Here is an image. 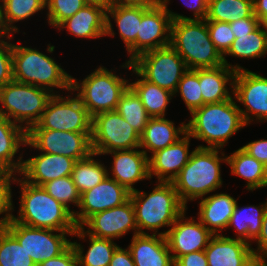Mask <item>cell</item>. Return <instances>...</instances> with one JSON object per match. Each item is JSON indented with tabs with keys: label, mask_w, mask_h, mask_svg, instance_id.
I'll return each mask as SVG.
<instances>
[{
	"label": "cell",
	"mask_w": 267,
	"mask_h": 266,
	"mask_svg": "<svg viewBox=\"0 0 267 266\" xmlns=\"http://www.w3.org/2000/svg\"><path fill=\"white\" fill-rule=\"evenodd\" d=\"M234 99L233 95L224 102L204 104L190 113L186 133L207 143L197 147L222 149L230 137L247 126Z\"/></svg>",
	"instance_id": "obj_1"
},
{
	"label": "cell",
	"mask_w": 267,
	"mask_h": 266,
	"mask_svg": "<svg viewBox=\"0 0 267 266\" xmlns=\"http://www.w3.org/2000/svg\"><path fill=\"white\" fill-rule=\"evenodd\" d=\"M21 188L18 215L15 222L43 229L75 232L77 225L73 213L50 196L42 186L28 183L23 178H15Z\"/></svg>",
	"instance_id": "obj_2"
},
{
	"label": "cell",
	"mask_w": 267,
	"mask_h": 266,
	"mask_svg": "<svg viewBox=\"0 0 267 266\" xmlns=\"http://www.w3.org/2000/svg\"><path fill=\"white\" fill-rule=\"evenodd\" d=\"M196 147L188 163L172 181L182 204L204 198L223 184L221 163H226L222 149ZM221 153V156H219Z\"/></svg>",
	"instance_id": "obj_3"
},
{
	"label": "cell",
	"mask_w": 267,
	"mask_h": 266,
	"mask_svg": "<svg viewBox=\"0 0 267 266\" xmlns=\"http://www.w3.org/2000/svg\"><path fill=\"white\" fill-rule=\"evenodd\" d=\"M155 183L150 193L138 189L130 192L138 234H149L145 229L152 231L153 235H160L158 229L165 226L170 228L188 209L180 201L172 182Z\"/></svg>",
	"instance_id": "obj_4"
},
{
	"label": "cell",
	"mask_w": 267,
	"mask_h": 266,
	"mask_svg": "<svg viewBox=\"0 0 267 266\" xmlns=\"http://www.w3.org/2000/svg\"><path fill=\"white\" fill-rule=\"evenodd\" d=\"M170 45L184 60L187 69L224 64L223 56L211 41L205 19L173 20Z\"/></svg>",
	"instance_id": "obj_5"
},
{
	"label": "cell",
	"mask_w": 267,
	"mask_h": 266,
	"mask_svg": "<svg viewBox=\"0 0 267 266\" xmlns=\"http://www.w3.org/2000/svg\"><path fill=\"white\" fill-rule=\"evenodd\" d=\"M13 80L59 94L54 88L71 91V77L54 58L32 47L12 43Z\"/></svg>",
	"instance_id": "obj_6"
},
{
	"label": "cell",
	"mask_w": 267,
	"mask_h": 266,
	"mask_svg": "<svg viewBox=\"0 0 267 266\" xmlns=\"http://www.w3.org/2000/svg\"><path fill=\"white\" fill-rule=\"evenodd\" d=\"M71 77V91L75 94L91 117L108 111H114L122 94L129 87V80L104 66H99L82 81Z\"/></svg>",
	"instance_id": "obj_7"
},
{
	"label": "cell",
	"mask_w": 267,
	"mask_h": 266,
	"mask_svg": "<svg viewBox=\"0 0 267 266\" xmlns=\"http://www.w3.org/2000/svg\"><path fill=\"white\" fill-rule=\"evenodd\" d=\"M53 95L44 88L12 80L0 88V115L27 132L39 122Z\"/></svg>",
	"instance_id": "obj_8"
},
{
	"label": "cell",
	"mask_w": 267,
	"mask_h": 266,
	"mask_svg": "<svg viewBox=\"0 0 267 266\" xmlns=\"http://www.w3.org/2000/svg\"><path fill=\"white\" fill-rule=\"evenodd\" d=\"M139 144L140 135L116 110L92 117L91 145L98 156L139 148Z\"/></svg>",
	"instance_id": "obj_9"
},
{
	"label": "cell",
	"mask_w": 267,
	"mask_h": 266,
	"mask_svg": "<svg viewBox=\"0 0 267 266\" xmlns=\"http://www.w3.org/2000/svg\"><path fill=\"white\" fill-rule=\"evenodd\" d=\"M131 63L146 80L173 94L188 70L184 60L171 45L144 52Z\"/></svg>",
	"instance_id": "obj_10"
},
{
	"label": "cell",
	"mask_w": 267,
	"mask_h": 266,
	"mask_svg": "<svg viewBox=\"0 0 267 266\" xmlns=\"http://www.w3.org/2000/svg\"><path fill=\"white\" fill-rule=\"evenodd\" d=\"M30 129L92 132V117L76 95L54 94L39 122Z\"/></svg>",
	"instance_id": "obj_11"
},
{
	"label": "cell",
	"mask_w": 267,
	"mask_h": 266,
	"mask_svg": "<svg viewBox=\"0 0 267 266\" xmlns=\"http://www.w3.org/2000/svg\"><path fill=\"white\" fill-rule=\"evenodd\" d=\"M6 229L18 240L36 266L61 254L72 242L67 235L69 237L74 233L30 227L13 219Z\"/></svg>",
	"instance_id": "obj_12"
},
{
	"label": "cell",
	"mask_w": 267,
	"mask_h": 266,
	"mask_svg": "<svg viewBox=\"0 0 267 266\" xmlns=\"http://www.w3.org/2000/svg\"><path fill=\"white\" fill-rule=\"evenodd\" d=\"M91 133L29 129L26 132L25 146H30L41 153L59 154L77 161L93 152Z\"/></svg>",
	"instance_id": "obj_13"
},
{
	"label": "cell",
	"mask_w": 267,
	"mask_h": 266,
	"mask_svg": "<svg viewBox=\"0 0 267 266\" xmlns=\"http://www.w3.org/2000/svg\"><path fill=\"white\" fill-rule=\"evenodd\" d=\"M233 84L236 102L245 107L239 110L246 125L267 121V77L245 69L235 73Z\"/></svg>",
	"instance_id": "obj_14"
},
{
	"label": "cell",
	"mask_w": 267,
	"mask_h": 266,
	"mask_svg": "<svg viewBox=\"0 0 267 266\" xmlns=\"http://www.w3.org/2000/svg\"><path fill=\"white\" fill-rule=\"evenodd\" d=\"M172 21L170 13L162 5L152 9L142 8L136 42L127 50L128 62L144 52L169 46Z\"/></svg>",
	"instance_id": "obj_15"
},
{
	"label": "cell",
	"mask_w": 267,
	"mask_h": 266,
	"mask_svg": "<svg viewBox=\"0 0 267 266\" xmlns=\"http://www.w3.org/2000/svg\"><path fill=\"white\" fill-rule=\"evenodd\" d=\"M186 210L170 229L160 232L166 238L174 262L188 253L204 250L214 236L198 219L187 218Z\"/></svg>",
	"instance_id": "obj_16"
},
{
	"label": "cell",
	"mask_w": 267,
	"mask_h": 266,
	"mask_svg": "<svg viewBox=\"0 0 267 266\" xmlns=\"http://www.w3.org/2000/svg\"><path fill=\"white\" fill-rule=\"evenodd\" d=\"M80 227L89 235L111 240L121 238L130 230H134L133 235L138 234L134 206L130 198L120 206L92 215Z\"/></svg>",
	"instance_id": "obj_17"
},
{
	"label": "cell",
	"mask_w": 267,
	"mask_h": 266,
	"mask_svg": "<svg viewBox=\"0 0 267 266\" xmlns=\"http://www.w3.org/2000/svg\"><path fill=\"white\" fill-rule=\"evenodd\" d=\"M129 197L130 191L106 176L101 183L80 194V210L73 214L77 227L96 213L122 205Z\"/></svg>",
	"instance_id": "obj_18"
},
{
	"label": "cell",
	"mask_w": 267,
	"mask_h": 266,
	"mask_svg": "<svg viewBox=\"0 0 267 266\" xmlns=\"http://www.w3.org/2000/svg\"><path fill=\"white\" fill-rule=\"evenodd\" d=\"M39 154L23 160L19 175L28 183L42 186L51 180L72 175L74 159L59 154Z\"/></svg>",
	"instance_id": "obj_19"
},
{
	"label": "cell",
	"mask_w": 267,
	"mask_h": 266,
	"mask_svg": "<svg viewBox=\"0 0 267 266\" xmlns=\"http://www.w3.org/2000/svg\"><path fill=\"white\" fill-rule=\"evenodd\" d=\"M191 137L185 133L172 145L158 150L149 156V175L157 177V182H172L188 163Z\"/></svg>",
	"instance_id": "obj_20"
},
{
	"label": "cell",
	"mask_w": 267,
	"mask_h": 266,
	"mask_svg": "<svg viewBox=\"0 0 267 266\" xmlns=\"http://www.w3.org/2000/svg\"><path fill=\"white\" fill-rule=\"evenodd\" d=\"M108 154L113 157L110 170L112 172H107L108 175H112L111 178L128 191L136 190L133 186L136 182L150 179L149 157L140 148L113 151L104 155Z\"/></svg>",
	"instance_id": "obj_21"
},
{
	"label": "cell",
	"mask_w": 267,
	"mask_h": 266,
	"mask_svg": "<svg viewBox=\"0 0 267 266\" xmlns=\"http://www.w3.org/2000/svg\"><path fill=\"white\" fill-rule=\"evenodd\" d=\"M108 5L87 3L76 14L61 22L56 28L67 29L76 38L99 39L106 34V9Z\"/></svg>",
	"instance_id": "obj_22"
},
{
	"label": "cell",
	"mask_w": 267,
	"mask_h": 266,
	"mask_svg": "<svg viewBox=\"0 0 267 266\" xmlns=\"http://www.w3.org/2000/svg\"><path fill=\"white\" fill-rule=\"evenodd\" d=\"M128 248L135 266H174V260L162 235H132Z\"/></svg>",
	"instance_id": "obj_23"
},
{
	"label": "cell",
	"mask_w": 267,
	"mask_h": 266,
	"mask_svg": "<svg viewBox=\"0 0 267 266\" xmlns=\"http://www.w3.org/2000/svg\"><path fill=\"white\" fill-rule=\"evenodd\" d=\"M252 248L245 241L221 233L210 239L204 251L208 266H243L253 254Z\"/></svg>",
	"instance_id": "obj_24"
},
{
	"label": "cell",
	"mask_w": 267,
	"mask_h": 266,
	"mask_svg": "<svg viewBox=\"0 0 267 266\" xmlns=\"http://www.w3.org/2000/svg\"><path fill=\"white\" fill-rule=\"evenodd\" d=\"M238 199L227 193H216L200 199L199 221L213 234L227 229Z\"/></svg>",
	"instance_id": "obj_25"
},
{
	"label": "cell",
	"mask_w": 267,
	"mask_h": 266,
	"mask_svg": "<svg viewBox=\"0 0 267 266\" xmlns=\"http://www.w3.org/2000/svg\"><path fill=\"white\" fill-rule=\"evenodd\" d=\"M174 122L166 117H151L143 133L140 135L139 148L149 157L158 150L164 149L175 143L186 133V124L174 126Z\"/></svg>",
	"instance_id": "obj_26"
},
{
	"label": "cell",
	"mask_w": 267,
	"mask_h": 266,
	"mask_svg": "<svg viewBox=\"0 0 267 266\" xmlns=\"http://www.w3.org/2000/svg\"><path fill=\"white\" fill-rule=\"evenodd\" d=\"M235 73L236 71L225 64L214 68H199V83L203 96V105L220 103L230 99L233 95ZM228 85L231 88H228ZM230 89L231 92L229 91Z\"/></svg>",
	"instance_id": "obj_27"
},
{
	"label": "cell",
	"mask_w": 267,
	"mask_h": 266,
	"mask_svg": "<svg viewBox=\"0 0 267 266\" xmlns=\"http://www.w3.org/2000/svg\"><path fill=\"white\" fill-rule=\"evenodd\" d=\"M26 131L0 115V170L19 173L23 166V153L14 160L21 146H25Z\"/></svg>",
	"instance_id": "obj_28"
},
{
	"label": "cell",
	"mask_w": 267,
	"mask_h": 266,
	"mask_svg": "<svg viewBox=\"0 0 267 266\" xmlns=\"http://www.w3.org/2000/svg\"><path fill=\"white\" fill-rule=\"evenodd\" d=\"M117 25L119 36L128 50L135 42L139 31V24L142 18V7L122 6L109 4L106 9V34L105 36L114 37L116 32L111 22Z\"/></svg>",
	"instance_id": "obj_29"
},
{
	"label": "cell",
	"mask_w": 267,
	"mask_h": 266,
	"mask_svg": "<svg viewBox=\"0 0 267 266\" xmlns=\"http://www.w3.org/2000/svg\"><path fill=\"white\" fill-rule=\"evenodd\" d=\"M133 71L136 74L137 81L129 82V87L140 98L146 112L151 117H165L166 110L174 94L170 91L160 88L158 85L146 80L133 66L131 62L126 61L122 66ZM140 77V79H139Z\"/></svg>",
	"instance_id": "obj_30"
},
{
	"label": "cell",
	"mask_w": 267,
	"mask_h": 266,
	"mask_svg": "<svg viewBox=\"0 0 267 266\" xmlns=\"http://www.w3.org/2000/svg\"><path fill=\"white\" fill-rule=\"evenodd\" d=\"M74 235L82 240L89 238L87 252L84 251L82 244L77 241L71 242L77 254L78 266H109L113 253L119 246L114 240L94 237L87 234L81 227L76 228L72 236Z\"/></svg>",
	"instance_id": "obj_31"
},
{
	"label": "cell",
	"mask_w": 267,
	"mask_h": 266,
	"mask_svg": "<svg viewBox=\"0 0 267 266\" xmlns=\"http://www.w3.org/2000/svg\"><path fill=\"white\" fill-rule=\"evenodd\" d=\"M267 207V201L264 204L246 205L239 207L238 202L235 205L227 228L236 229L235 239L242 240L251 245L259 236L263 223V216Z\"/></svg>",
	"instance_id": "obj_32"
},
{
	"label": "cell",
	"mask_w": 267,
	"mask_h": 266,
	"mask_svg": "<svg viewBox=\"0 0 267 266\" xmlns=\"http://www.w3.org/2000/svg\"><path fill=\"white\" fill-rule=\"evenodd\" d=\"M226 163L230 166L231 174L247 181L246 189L254 191L267 187L265 165L249 155L241 147L231 155H226Z\"/></svg>",
	"instance_id": "obj_33"
},
{
	"label": "cell",
	"mask_w": 267,
	"mask_h": 266,
	"mask_svg": "<svg viewBox=\"0 0 267 266\" xmlns=\"http://www.w3.org/2000/svg\"><path fill=\"white\" fill-rule=\"evenodd\" d=\"M230 49L225 54L242 59L261 58L267 54V27L260 24L254 31L244 35H234Z\"/></svg>",
	"instance_id": "obj_34"
},
{
	"label": "cell",
	"mask_w": 267,
	"mask_h": 266,
	"mask_svg": "<svg viewBox=\"0 0 267 266\" xmlns=\"http://www.w3.org/2000/svg\"><path fill=\"white\" fill-rule=\"evenodd\" d=\"M256 17L253 0H209L205 20L232 23L236 20Z\"/></svg>",
	"instance_id": "obj_35"
},
{
	"label": "cell",
	"mask_w": 267,
	"mask_h": 266,
	"mask_svg": "<svg viewBox=\"0 0 267 266\" xmlns=\"http://www.w3.org/2000/svg\"><path fill=\"white\" fill-rule=\"evenodd\" d=\"M96 156L97 154L92 152L89 156L77 160L74 164L71 177L80 194L92 189L108 176L107 166L98 159L95 160Z\"/></svg>",
	"instance_id": "obj_36"
},
{
	"label": "cell",
	"mask_w": 267,
	"mask_h": 266,
	"mask_svg": "<svg viewBox=\"0 0 267 266\" xmlns=\"http://www.w3.org/2000/svg\"><path fill=\"white\" fill-rule=\"evenodd\" d=\"M1 2L3 22L11 35L20 31L15 23L27 20L46 8V0H1Z\"/></svg>",
	"instance_id": "obj_37"
},
{
	"label": "cell",
	"mask_w": 267,
	"mask_h": 266,
	"mask_svg": "<svg viewBox=\"0 0 267 266\" xmlns=\"http://www.w3.org/2000/svg\"><path fill=\"white\" fill-rule=\"evenodd\" d=\"M116 111L141 135L151 116L146 112L140 98L128 87L118 102Z\"/></svg>",
	"instance_id": "obj_38"
},
{
	"label": "cell",
	"mask_w": 267,
	"mask_h": 266,
	"mask_svg": "<svg viewBox=\"0 0 267 266\" xmlns=\"http://www.w3.org/2000/svg\"><path fill=\"white\" fill-rule=\"evenodd\" d=\"M0 266H36L6 228L0 230Z\"/></svg>",
	"instance_id": "obj_39"
},
{
	"label": "cell",
	"mask_w": 267,
	"mask_h": 266,
	"mask_svg": "<svg viewBox=\"0 0 267 266\" xmlns=\"http://www.w3.org/2000/svg\"><path fill=\"white\" fill-rule=\"evenodd\" d=\"M177 93L180 94L181 99L190 111L189 113L203 106V96L199 83V68L188 69L183 74L174 95Z\"/></svg>",
	"instance_id": "obj_40"
},
{
	"label": "cell",
	"mask_w": 267,
	"mask_h": 266,
	"mask_svg": "<svg viewBox=\"0 0 267 266\" xmlns=\"http://www.w3.org/2000/svg\"><path fill=\"white\" fill-rule=\"evenodd\" d=\"M42 187L50 196L67 207L73 214L74 209H70V203L75 204L74 206L76 207H79L80 192L75 186L71 176L51 180L43 184Z\"/></svg>",
	"instance_id": "obj_41"
},
{
	"label": "cell",
	"mask_w": 267,
	"mask_h": 266,
	"mask_svg": "<svg viewBox=\"0 0 267 266\" xmlns=\"http://www.w3.org/2000/svg\"><path fill=\"white\" fill-rule=\"evenodd\" d=\"M206 22L211 41L215 45L216 49L223 56L224 64L236 72L245 70V68L240 66L239 64L232 65L230 62L228 63V61L225 58L226 57L225 54L230 49L233 41L235 40V36L230 27V23L218 22V21H206Z\"/></svg>",
	"instance_id": "obj_42"
},
{
	"label": "cell",
	"mask_w": 267,
	"mask_h": 266,
	"mask_svg": "<svg viewBox=\"0 0 267 266\" xmlns=\"http://www.w3.org/2000/svg\"><path fill=\"white\" fill-rule=\"evenodd\" d=\"M87 3L86 0H46L48 24L56 28L61 22L76 14Z\"/></svg>",
	"instance_id": "obj_43"
},
{
	"label": "cell",
	"mask_w": 267,
	"mask_h": 266,
	"mask_svg": "<svg viewBox=\"0 0 267 266\" xmlns=\"http://www.w3.org/2000/svg\"><path fill=\"white\" fill-rule=\"evenodd\" d=\"M15 174L8 170H0V230L5 229L12 219L14 211L12 201L11 183L14 182Z\"/></svg>",
	"instance_id": "obj_44"
},
{
	"label": "cell",
	"mask_w": 267,
	"mask_h": 266,
	"mask_svg": "<svg viewBox=\"0 0 267 266\" xmlns=\"http://www.w3.org/2000/svg\"><path fill=\"white\" fill-rule=\"evenodd\" d=\"M12 36L0 38V88L13 80Z\"/></svg>",
	"instance_id": "obj_45"
},
{
	"label": "cell",
	"mask_w": 267,
	"mask_h": 266,
	"mask_svg": "<svg viewBox=\"0 0 267 266\" xmlns=\"http://www.w3.org/2000/svg\"><path fill=\"white\" fill-rule=\"evenodd\" d=\"M170 0H162L161 5L167 9L170 13L172 20H180V19H205L207 15L208 9V1L209 0H182L184 5L188 7L191 11H193V18L187 17L178 13H174L168 9V4Z\"/></svg>",
	"instance_id": "obj_46"
},
{
	"label": "cell",
	"mask_w": 267,
	"mask_h": 266,
	"mask_svg": "<svg viewBox=\"0 0 267 266\" xmlns=\"http://www.w3.org/2000/svg\"><path fill=\"white\" fill-rule=\"evenodd\" d=\"M38 266H78L76 251L72 244H70L61 254L45 260Z\"/></svg>",
	"instance_id": "obj_47"
},
{
	"label": "cell",
	"mask_w": 267,
	"mask_h": 266,
	"mask_svg": "<svg viewBox=\"0 0 267 266\" xmlns=\"http://www.w3.org/2000/svg\"><path fill=\"white\" fill-rule=\"evenodd\" d=\"M241 148L265 166L267 165V139L249 142Z\"/></svg>",
	"instance_id": "obj_48"
},
{
	"label": "cell",
	"mask_w": 267,
	"mask_h": 266,
	"mask_svg": "<svg viewBox=\"0 0 267 266\" xmlns=\"http://www.w3.org/2000/svg\"><path fill=\"white\" fill-rule=\"evenodd\" d=\"M262 22L257 17H247L230 23L234 35H244L254 31Z\"/></svg>",
	"instance_id": "obj_49"
},
{
	"label": "cell",
	"mask_w": 267,
	"mask_h": 266,
	"mask_svg": "<svg viewBox=\"0 0 267 266\" xmlns=\"http://www.w3.org/2000/svg\"><path fill=\"white\" fill-rule=\"evenodd\" d=\"M174 266H208L207 256L204 250L180 256Z\"/></svg>",
	"instance_id": "obj_50"
},
{
	"label": "cell",
	"mask_w": 267,
	"mask_h": 266,
	"mask_svg": "<svg viewBox=\"0 0 267 266\" xmlns=\"http://www.w3.org/2000/svg\"><path fill=\"white\" fill-rule=\"evenodd\" d=\"M109 266H135L129 248L118 246L113 253Z\"/></svg>",
	"instance_id": "obj_51"
},
{
	"label": "cell",
	"mask_w": 267,
	"mask_h": 266,
	"mask_svg": "<svg viewBox=\"0 0 267 266\" xmlns=\"http://www.w3.org/2000/svg\"><path fill=\"white\" fill-rule=\"evenodd\" d=\"M255 242L257 249L252 248L253 254L267 256V207L263 216L261 232Z\"/></svg>",
	"instance_id": "obj_52"
},
{
	"label": "cell",
	"mask_w": 267,
	"mask_h": 266,
	"mask_svg": "<svg viewBox=\"0 0 267 266\" xmlns=\"http://www.w3.org/2000/svg\"><path fill=\"white\" fill-rule=\"evenodd\" d=\"M162 0H110V4L122 6L142 7L152 9L161 5Z\"/></svg>",
	"instance_id": "obj_53"
},
{
	"label": "cell",
	"mask_w": 267,
	"mask_h": 266,
	"mask_svg": "<svg viewBox=\"0 0 267 266\" xmlns=\"http://www.w3.org/2000/svg\"><path fill=\"white\" fill-rule=\"evenodd\" d=\"M254 15L263 22L267 18V0H253Z\"/></svg>",
	"instance_id": "obj_54"
},
{
	"label": "cell",
	"mask_w": 267,
	"mask_h": 266,
	"mask_svg": "<svg viewBox=\"0 0 267 266\" xmlns=\"http://www.w3.org/2000/svg\"><path fill=\"white\" fill-rule=\"evenodd\" d=\"M267 256L252 254L243 266H267Z\"/></svg>",
	"instance_id": "obj_55"
},
{
	"label": "cell",
	"mask_w": 267,
	"mask_h": 266,
	"mask_svg": "<svg viewBox=\"0 0 267 266\" xmlns=\"http://www.w3.org/2000/svg\"><path fill=\"white\" fill-rule=\"evenodd\" d=\"M9 36H11V34L8 32V30L5 27V24L3 22L2 2L0 0V38L9 37Z\"/></svg>",
	"instance_id": "obj_56"
},
{
	"label": "cell",
	"mask_w": 267,
	"mask_h": 266,
	"mask_svg": "<svg viewBox=\"0 0 267 266\" xmlns=\"http://www.w3.org/2000/svg\"><path fill=\"white\" fill-rule=\"evenodd\" d=\"M88 3H97L101 5H109L110 0H86Z\"/></svg>",
	"instance_id": "obj_57"
},
{
	"label": "cell",
	"mask_w": 267,
	"mask_h": 266,
	"mask_svg": "<svg viewBox=\"0 0 267 266\" xmlns=\"http://www.w3.org/2000/svg\"><path fill=\"white\" fill-rule=\"evenodd\" d=\"M267 27V18L262 22Z\"/></svg>",
	"instance_id": "obj_58"
},
{
	"label": "cell",
	"mask_w": 267,
	"mask_h": 266,
	"mask_svg": "<svg viewBox=\"0 0 267 266\" xmlns=\"http://www.w3.org/2000/svg\"><path fill=\"white\" fill-rule=\"evenodd\" d=\"M265 169H266V178H267V165L265 166Z\"/></svg>",
	"instance_id": "obj_59"
}]
</instances>
